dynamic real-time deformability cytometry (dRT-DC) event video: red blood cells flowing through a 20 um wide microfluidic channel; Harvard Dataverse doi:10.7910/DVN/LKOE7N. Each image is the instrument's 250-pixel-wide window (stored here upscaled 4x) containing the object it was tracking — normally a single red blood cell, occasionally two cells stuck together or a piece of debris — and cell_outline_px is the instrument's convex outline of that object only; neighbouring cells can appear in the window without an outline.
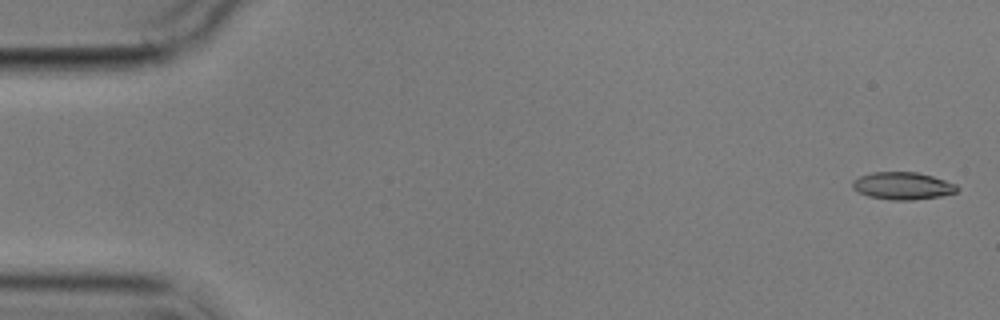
{"species": "common noctule bat (a hibernating species)", "species_latin": "Nyctalus noctula", "temperature_condition": "cold", "stored_images_in_passage": 5, "camera_frame_rate_fps": 3000, "um_per_image_px": 0.085, "animal": {"sex": "male", "body_mass_g": 17.9}, "frame": {"image": 1, "passage_image": 1, "time_ms": 0.0, "image_size_px": [1000, 320], "cell_outline_px": [[960, 188], [956, 192], [940, 196], [912, 200], [892, 200], [868, 196], [852, 188], [852, 180], [860, 176], [872, 172], [916, 172], [932, 176], [956, 184]], "centroid_in_image_um": [76.72, 15.79], "position_along_channel_um": 8.3, "area_um2": 16.65}}
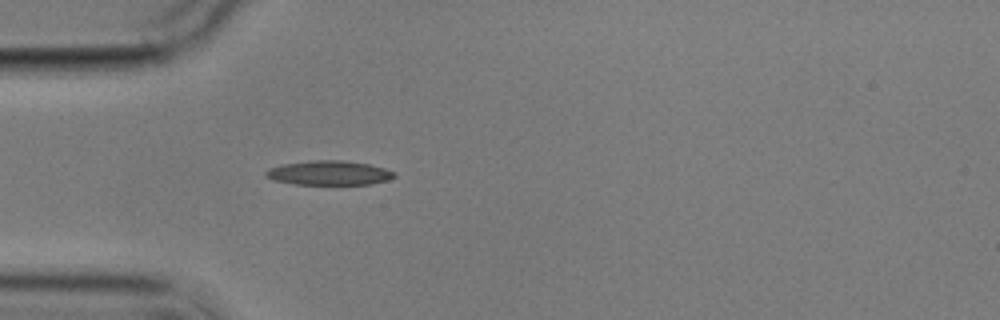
{"frame": {"image": 2, "passage_image": 5, "time_ms": 5.0, "image_size_px": [1000, 320], "cell_outline_px": [[396, 176], [388, 180], [372, 184], [296, 184], [272, 180], [264, 176], [264, 172], [268, 168], [284, 164], [312, 160], [344, 160], [368, 164], [384, 168], [396, 172]], "centroid_in_image_um": [27.96, 14.69], "position_along_channel_um": 57.0, "area_um2": 18.32}}